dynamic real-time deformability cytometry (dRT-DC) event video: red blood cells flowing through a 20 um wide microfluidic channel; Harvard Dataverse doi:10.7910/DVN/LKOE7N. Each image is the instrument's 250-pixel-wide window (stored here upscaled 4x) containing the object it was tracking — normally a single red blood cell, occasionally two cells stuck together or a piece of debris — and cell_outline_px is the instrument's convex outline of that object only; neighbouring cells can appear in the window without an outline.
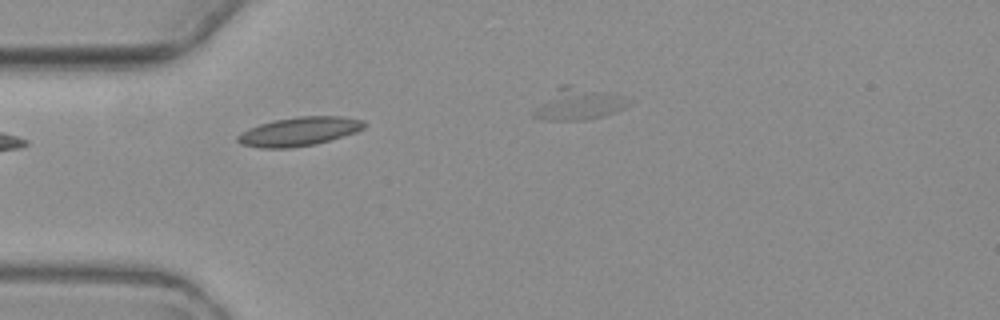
{"species": "common noctule bat (a hibernating species)", "species_latin": "Nyctalus noctula", "temperature_condition": "warm", "stored_images_in_passage": 3, "segment_of_instrument_passage": [1, 2], "camera_frame_rate_fps": 3000, "um_per_image_px": 0.085, "animal": {"sex": "female", "body_mass_g": 19.3, "forearm_length_mm": 54.1}, "frame": {"image": 1, "passage_image": 1, "time_ms": 0.0, "image_size_px": [1000, 320], "cell_outline_px": [[364, 128], [356, 132], [316, 144], [288, 148], [260, 148], [240, 144], [236, 140], [236, 136], [240, 132], [260, 124], [272, 120], [296, 116], [340, 116], [364, 120]], "centroid_in_image_um": [25.39, 11.17], "position_along_channel_um": 59.6, "area_um2": 21.33}}
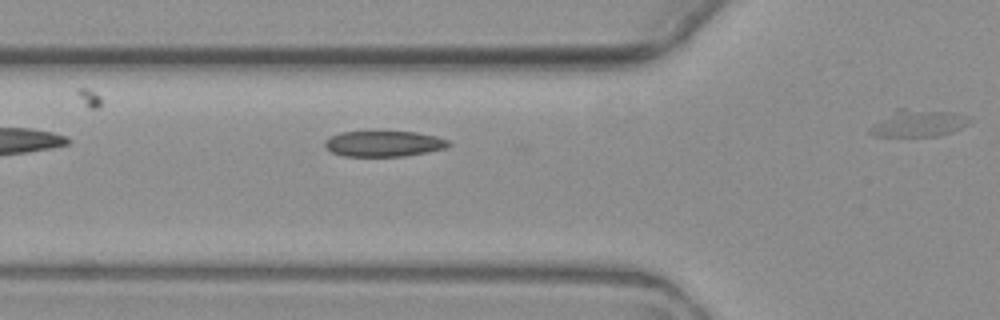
{"frame": {"image": 2, "passage_image": 2, "time_ms": 1.0, "image_size_px": [1000, 320], "cell_outline_px": [[452, 144], [444, 148], [404, 156], [344, 156], [332, 152], [324, 148], [324, 140], [340, 132], [416, 132], [436, 136], [448, 140]], "centroid_in_image_um": [32.59, 12.21], "position_along_channel_um": 93.2, "area_um2": 18.38}}